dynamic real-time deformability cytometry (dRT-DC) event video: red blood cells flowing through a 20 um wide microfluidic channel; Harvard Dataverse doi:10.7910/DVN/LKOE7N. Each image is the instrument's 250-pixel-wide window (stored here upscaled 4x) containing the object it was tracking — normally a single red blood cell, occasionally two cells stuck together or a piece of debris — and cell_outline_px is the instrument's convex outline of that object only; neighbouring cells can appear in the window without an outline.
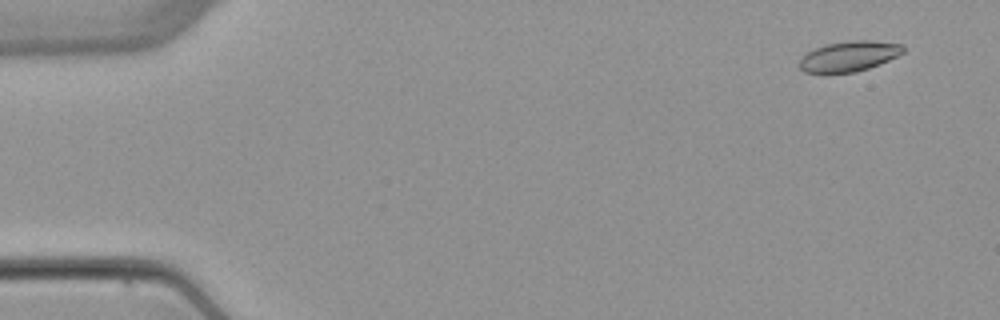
{"species": "common noctule bat (a hibernating species)", "species_latin": "Nyctalus noctula", "temperature_condition": "warm", "stored_images_in_passage": 4, "camera_frame_rate_fps": 3000, "um_per_image_px": 0.085, "animal": {"sex": "female", "body_mass_g": 22.7, "forearm_length_mm": 54.2}, "frame": {"image": 1, "passage_image": 1, "time_ms": 0.0, "image_size_px": [1000, 320], "cell_outline_px": [[904, 52], [880, 64], [856, 72], [804, 72], [800, 68], [800, 60], [808, 52], [816, 48], [828, 44], [852, 40], [868, 40], [904, 44]], "centroid_in_image_um": [72.21, 4.77], "position_along_channel_um": 12.8, "area_um2": 17.98}}
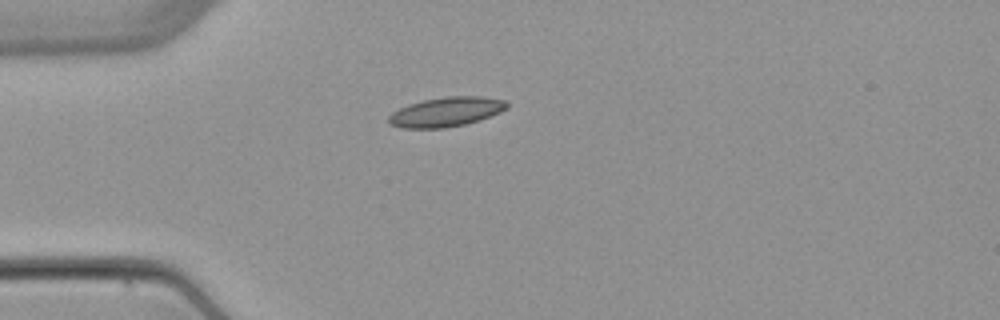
{"frame": {"image": 2, "passage_image": 4, "time_ms": 3.667, "image_size_px": [1000, 320], "cell_outline_px": [[508, 108], [500, 112], [480, 120], [464, 124], [444, 128], [400, 128], [388, 124], [388, 116], [392, 112], [408, 104], [424, 100], [448, 96], [480, 96], [504, 100], [508, 104]], "centroid_in_image_um": [37.9, 9.51], "position_along_channel_um": 47.1, "area_um2": 20.35}}